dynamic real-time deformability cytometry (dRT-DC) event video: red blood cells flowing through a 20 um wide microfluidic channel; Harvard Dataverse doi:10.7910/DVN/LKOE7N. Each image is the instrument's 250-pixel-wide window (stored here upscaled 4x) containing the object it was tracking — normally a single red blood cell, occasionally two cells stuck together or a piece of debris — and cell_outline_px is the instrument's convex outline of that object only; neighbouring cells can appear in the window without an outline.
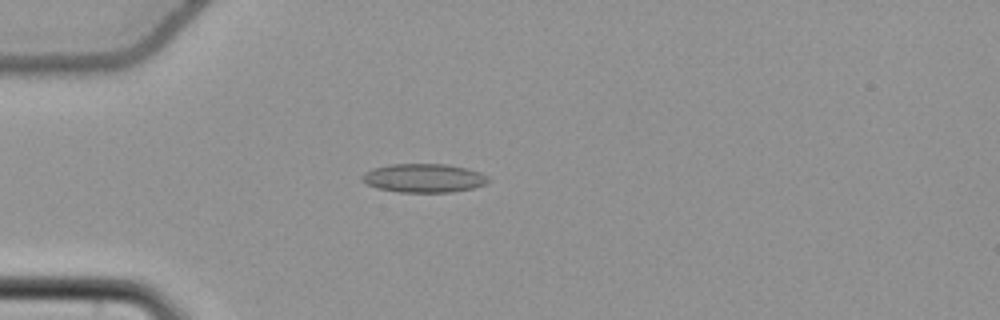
{"species": "common noctule bat (a hibernating species)", "species_latin": "Nyctalus noctula", "temperature_condition": "cold", "stored_images_in_passage": 56, "camera_frame_rate_fps": 3000, "um_per_image_px": 0.085, "animal": {"sex": "female", "body_mass_g": 22.7, "forearm_length_mm": 54.2}, "frame": {"image": 1, "passage_image": 16, "time_ms": 5.0, "image_size_px": [1000, 320], "cell_outline_px": [[492, 180], [484, 184], [472, 188], [452, 192], [400, 192], [376, 188], [360, 180], [360, 176], [364, 172], [372, 168], [392, 164], [444, 164], [464, 168], [480, 172], [488, 176]], "centroid_in_image_um": [35.99, 15.14], "position_along_channel_um": 49.0, "area_um2": 21.15}}
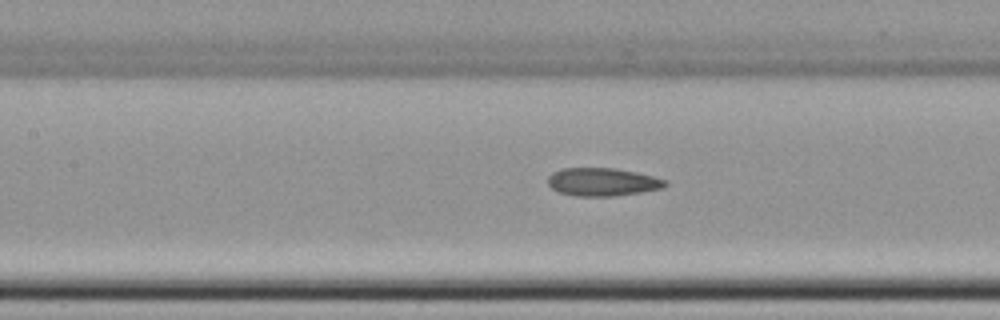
{"frame": {"image": 2, "passage_image": 26, "time_ms": 8.333, "image_size_px": [1000, 320], "cell_outline_px": [[668, 184], [660, 188], [640, 192], [612, 196], [576, 196], [560, 192], [552, 188], [548, 184], [548, 176], [552, 172], [560, 168], [616, 168], [636, 172], [668, 180]], "centroid_in_image_um": [51.19, 15.45], "position_along_channel_um": 156.2, "area_um2": 19.13}}
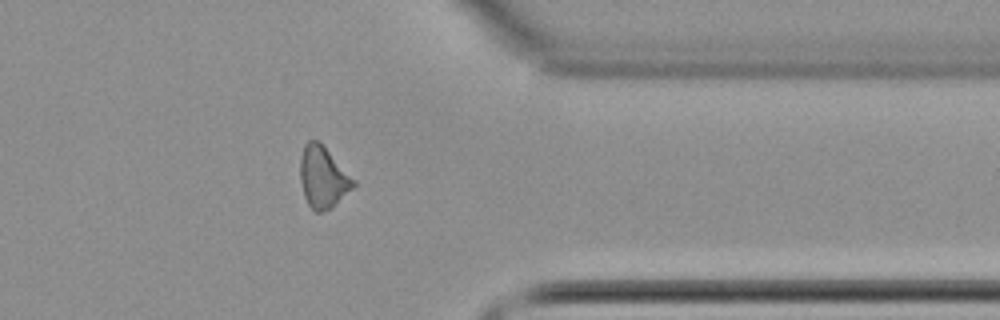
{"frame": {"image": 3, "passage_image": 45, "time_ms": 14.667, "image_size_px": [1000, 320], "cell_outline_px": [[356, 184], [332, 208], [320, 212], [316, 212], [308, 204], [304, 196], [300, 180], [300, 156], [304, 144], [308, 140], [320, 140], [356, 180]], "centroid_in_image_um": [27.45, 15.02], "position_along_channel_um": 383.9, "area_um2": 19.36}, "authors_computed_cell_mechanics": {"area_um2": 19.3341, "velocity_mm_per_s": 3.7578, "shape_relaxation_time_tau1_ms": null, "shape_relaxation_time_tau2_ms": 4.2715, "deformation_change_tau1": null, "deformation_change_tau2": 0.1096}}